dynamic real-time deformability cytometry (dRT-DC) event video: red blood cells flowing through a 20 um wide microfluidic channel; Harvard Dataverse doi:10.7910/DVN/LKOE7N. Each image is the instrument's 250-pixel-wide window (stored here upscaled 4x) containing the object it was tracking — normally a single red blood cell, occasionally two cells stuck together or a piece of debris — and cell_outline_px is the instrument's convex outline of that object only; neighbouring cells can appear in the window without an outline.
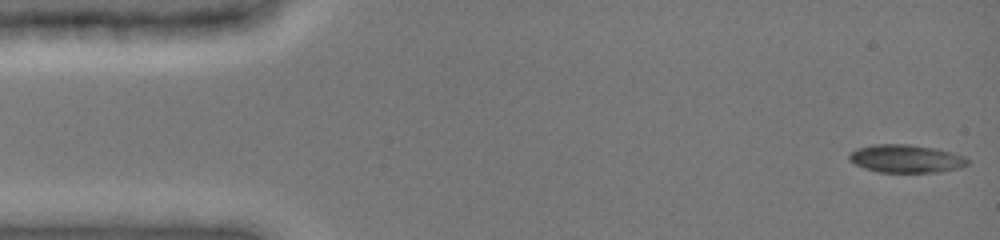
{"species": "common noctule bat (a hibernating species)", "species_latin": "Nyctalus noctula", "temperature_condition": "cold", "stored_images_in_passage": 6, "camera_frame_rate_fps": 3000, "um_per_image_px": 0.085, "animal": {"sex": "female", "body_mass_g": 19.0, "forearm_length_mm": 51.5}, "frame": {"image": 1, "passage_image": 1, "time_ms": 0.0, "image_size_px": [1000, 240], "cell_outline_px": [[968, 164], [960, 168], [936, 172], [880, 172], [864, 168], [848, 160], [848, 152], [856, 148], [876, 144], [908, 144], [936, 148], [952, 152], [964, 156], [968, 160]], "centroid_in_image_um": [76.99, 13.48], "position_along_channel_um": 8.0, "area_um2": 19.42}}
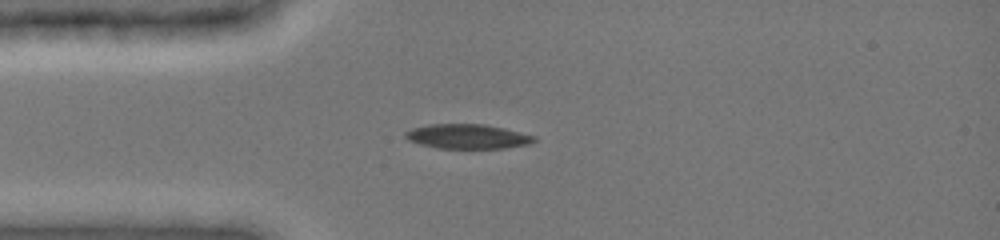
{"frame": {"image": 2, "passage_image": 4, "time_ms": 3.667, "image_size_px": [1000, 240], "cell_outline_px": [[536, 140], [528, 144], [504, 148], [436, 148], [420, 144], [408, 140], [404, 136], [404, 132], [412, 128], [428, 124], [484, 124], [504, 128], [536, 136]], "centroid_in_image_um": [39.71, 11.59], "position_along_channel_um": 45.3, "area_um2": 18.44}}